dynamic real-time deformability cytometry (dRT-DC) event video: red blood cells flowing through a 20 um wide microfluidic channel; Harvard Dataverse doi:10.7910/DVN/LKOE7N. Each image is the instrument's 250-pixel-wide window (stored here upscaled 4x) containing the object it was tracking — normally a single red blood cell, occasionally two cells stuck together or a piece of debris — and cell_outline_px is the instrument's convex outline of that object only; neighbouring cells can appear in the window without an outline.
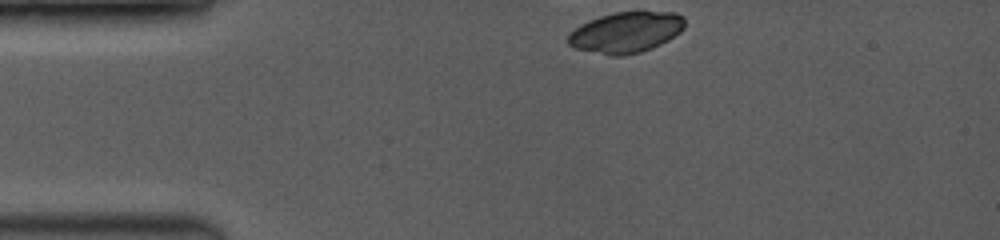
{"species": "common noctule bat (a hibernating species)", "species_latin": "Nyctalus noctula", "temperature_condition": "room temperature", "stored_images_in_passage": 2, "camera_frame_rate_fps": 3500, "um_per_image_px": 0.085, "animal": {"sex": "female", "body_mass_g": 19.0, "forearm_length_mm": 53.3}, "frame": {"image": 1, "passage_image": 1, "time_ms": 0.0, "image_size_px": [1000, 240], "cell_outline_px": [[684, 28], [680, 32], [668, 40], [652, 48], [640, 52], [624, 56], [612, 56], [572, 48], [568, 44], [568, 36], [580, 24], [588, 20], [600, 16], [616, 12], [672, 12], [684, 16]], "centroid_in_image_um": [53.19, 2.76], "position_along_channel_um": 31.8, "area_um2": 27.74}}